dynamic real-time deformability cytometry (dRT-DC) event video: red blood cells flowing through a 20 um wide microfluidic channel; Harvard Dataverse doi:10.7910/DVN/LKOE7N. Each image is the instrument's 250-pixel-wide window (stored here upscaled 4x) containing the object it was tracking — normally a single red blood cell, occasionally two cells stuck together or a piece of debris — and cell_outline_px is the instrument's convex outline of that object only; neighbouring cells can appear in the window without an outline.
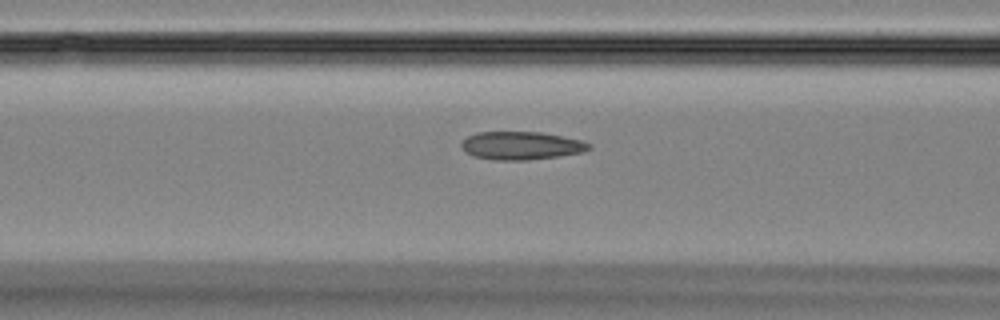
{"species": "Egyptian fruit bat (a non-hibernating species)", "species_latin": "Rousettus aegyptiacus", "temperature_condition": "room temperature", "stored_images_in_passage": 49, "camera_frame_rate_fps": 3000, "um_per_image_px": 0.085, "animal": {"sex": "female"}, "frame": {"image": 1, "passage_image": 20, "time_ms": 6.333, "image_size_px": [1000, 320], "cell_outline_px": [[592, 148], [584, 152], [560, 156], [528, 160], [492, 160], [472, 156], [464, 152], [460, 144], [468, 136], [476, 132], [540, 132], [584, 140], [592, 144]], "centroid_in_image_um": [44.33, 12.38], "position_along_channel_um": 122.3, "area_um2": 21.21}}
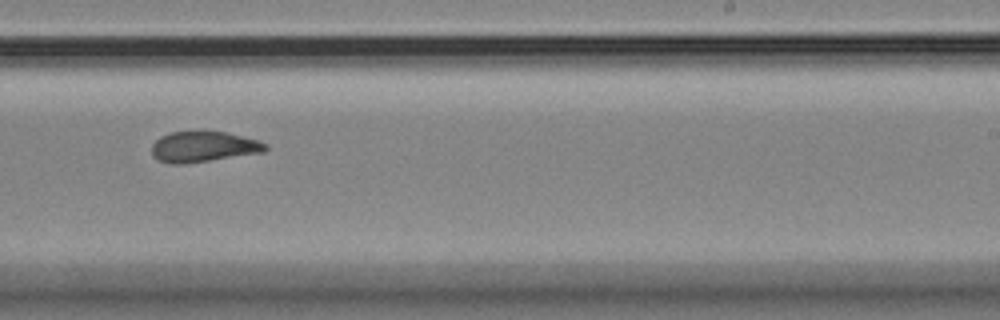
{"frame": {"image": 2, "passage_image": 31, "time_ms": 10.0, "image_size_px": [1000, 320], "cell_outline_px": [[268, 148], [264, 152], [184, 164], [168, 164], [152, 156], [152, 144], [160, 136], [172, 132], [224, 132], [256, 140], [268, 144]], "centroid_in_image_um": [17.27, 12.49], "position_along_channel_um": 271.7, "area_um2": 20.06}}
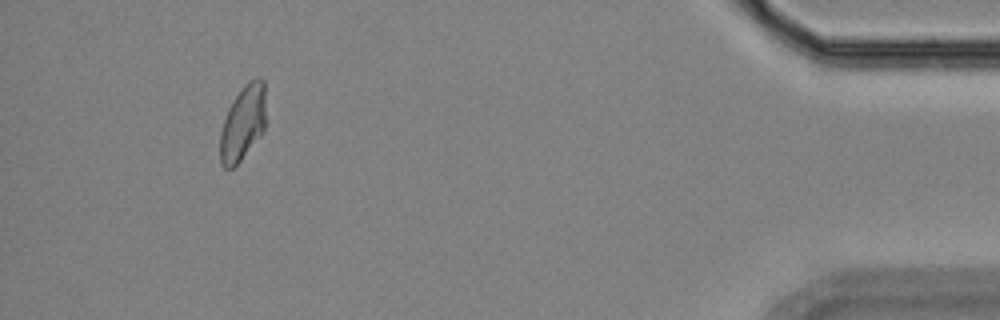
{"frame": {"image": 3, "passage_image": 46, "time_ms": 15.0, "image_size_px": [1000, 320], "cell_outline_px": [[264, 132], [240, 160], [232, 168], [224, 168], [220, 164], [220, 132], [228, 108], [232, 100], [244, 84], [248, 80], [256, 76], [260, 76], [264, 80]], "centroid_in_image_um": [20.63, 10.42], "position_along_channel_um": 414.6, "area_um2": 20.06}}